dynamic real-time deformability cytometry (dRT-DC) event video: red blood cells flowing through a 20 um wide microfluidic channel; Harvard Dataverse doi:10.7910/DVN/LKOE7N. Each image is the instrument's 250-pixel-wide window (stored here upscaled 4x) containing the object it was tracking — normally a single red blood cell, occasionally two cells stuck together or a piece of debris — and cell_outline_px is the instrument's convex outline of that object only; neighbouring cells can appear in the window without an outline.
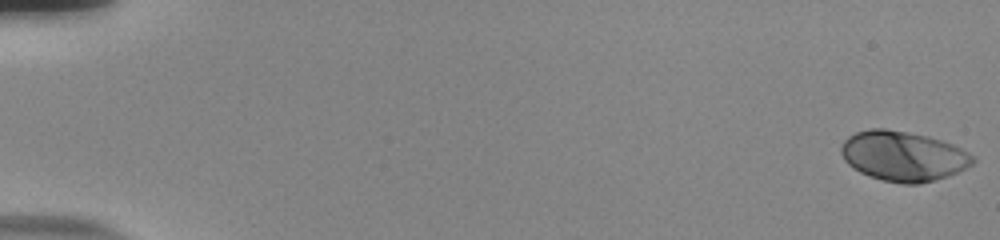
{"species": "human", "species_latin": "Homo sapiens", "temperature_condition": "room temperature", "stored_images_in_passage": 55, "camera_frame_rate_fps": 3000, "um_per_image_px": 0.085, "donor": {"sex": "male"}, "frame": {"image": 1, "passage_image": 1, "time_ms": 0.0, "image_size_px": [1000, 240], "cell_outline_px": [[976, 160], [972, 164], [948, 176], [920, 184], [904, 184], [884, 180], [860, 172], [852, 168], [844, 160], [840, 152], [840, 148], [844, 140], [848, 136], [856, 132], [872, 128], [884, 128], [908, 132], [928, 136], [952, 144], [968, 152]], "centroid_in_image_um": [76.74, 13.26], "position_along_channel_um": 8.3, "area_um2": 38.15}}
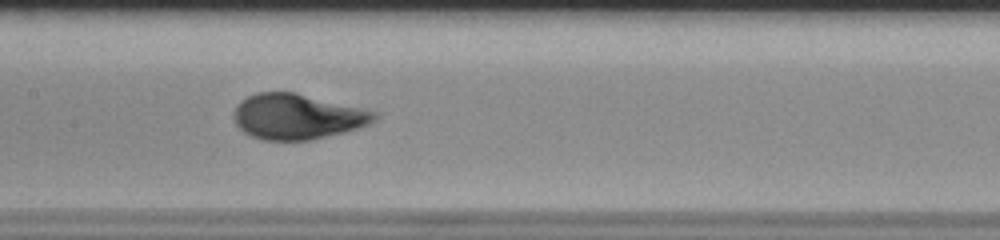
{"frame": {"image": 2, "passage_image": 29, "time_ms": 9.333, "image_size_px": [1000, 240], "cell_outline_px": [[376, 120], [368, 124], [344, 132], [308, 140], [260, 140], [244, 132], [236, 124], [232, 116], [232, 112], [236, 104], [240, 100], [256, 92], [296, 92], [376, 112]], "centroid_in_image_um": [25.19, 9.9], "position_along_channel_um": 182.2, "area_um2": 37.05}}
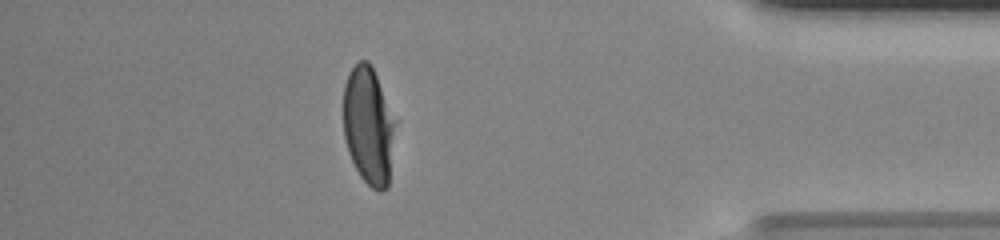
{"frame": {"image": 3, "passage_image": 49, "time_ms": 16.0, "image_size_px": [1000, 240], "cell_outline_px": [[396, 120], [388, 188], [380, 192], [372, 188], [360, 176], [348, 152], [344, 136], [344, 84], [348, 72], [360, 60], [368, 60], [372, 64]], "centroid_in_image_um": [31.33, 10.66], "position_along_channel_um": 403.9, "area_um2": 35.84}, "authors_computed_cell_mechanics": {"area_um2": 37.0498, "velocity_mm_per_s": 3.8139, "shape_relaxation_time_tau1_ms": 3.876, "shape_relaxation_time_tau2_ms": null, "deformation_change_tau1": 0.207, "deformation_change_tau2": null}}